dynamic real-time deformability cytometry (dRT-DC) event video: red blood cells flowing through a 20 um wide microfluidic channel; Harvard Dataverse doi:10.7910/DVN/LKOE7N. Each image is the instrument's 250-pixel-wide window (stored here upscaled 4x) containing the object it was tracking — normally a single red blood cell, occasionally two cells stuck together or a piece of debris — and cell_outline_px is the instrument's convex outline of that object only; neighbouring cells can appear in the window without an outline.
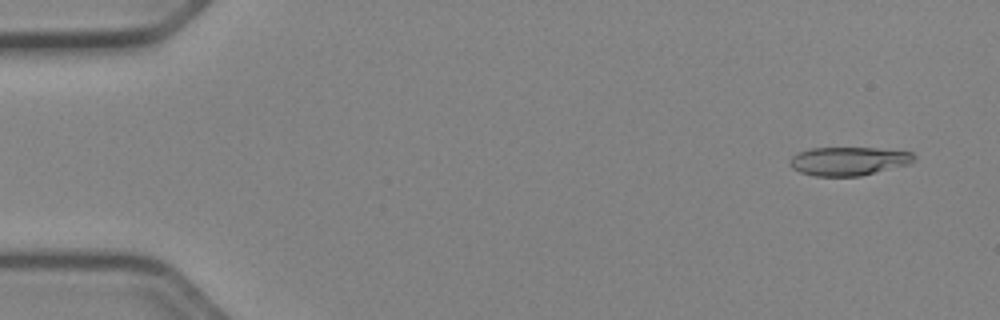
{"species": "Egyptian fruit bat (a non-hibernating species)", "species_latin": "Rousettus aegyptiacus", "temperature_condition": "cold", "stored_images_in_passage": 51, "camera_frame_rate_fps": 3000, "um_per_image_px": 0.085, "animal": {"sex": "female"}, "frame": {"image": 1, "passage_image": 3, "time_ms": 0.667, "image_size_px": [1000, 320], "cell_outline_px": [[916, 156], [908, 164], [860, 176], [816, 176], [800, 172], [792, 168], [788, 164], [792, 156], [808, 148], [876, 148], [912, 152]], "centroid_in_image_um": [72.09, 13.69], "position_along_channel_um": 12.9, "area_um2": 20.52}}
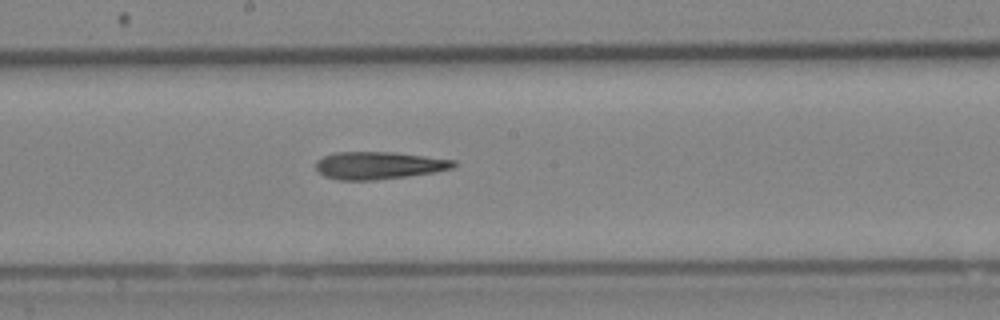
{"frame": {"image": 2, "passage_image": 28, "time_ms": 9.0, "image_size_px": [1000, 320], "cell_outline_px": [[456, 164], [452, 168], [432, 172], [404, 176], [372, 180], [340, 180], [324, 176], [316, 172], [316, 160], [324, 156], [336, 152], [396, 152], [456, 160]], "centroid_in_image_um": [32.15, 14.05], "position_along_channel_um": 216.1, "area_um2": 21.96}}
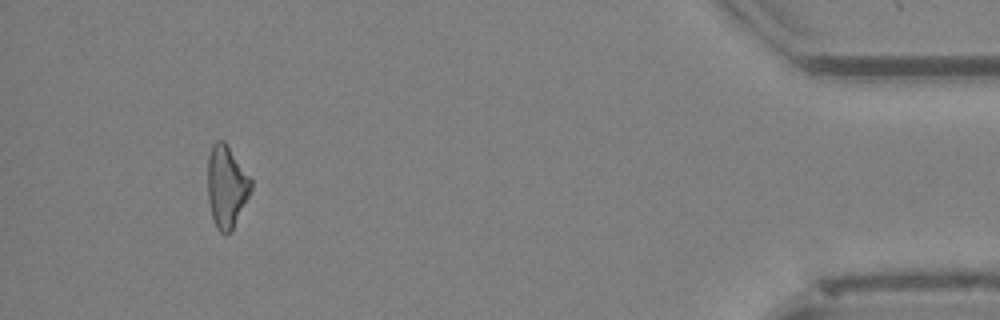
{"frame": {"image": 3, "passage_image": 48, "time_ms": 15.667, "image_size_px": [1000, 320], "cell_outline_px": [[252, 188], [232, 232], [228, 236], [224, 236], [216, 228], [212, 216], [208, 200], [208, 156], [212, 144], [216, 140], [224, 140], [252, 180]], "centroid_in_image_um": [19.25, 15.89], "position_along_channel_um": 416.0, "area_um2": 20.87}, "authors_computed_cell_mechanics": {"area_um2": 21.9062, "velocity_mm_per_s": 3.9804, "shape_relaxation_time_tau1_ms": null, "shape_relaxation_time_tau2_ms": 10.1839, "deformation_change_tau1": null, "deformation_change_tau2": 0.2882}}